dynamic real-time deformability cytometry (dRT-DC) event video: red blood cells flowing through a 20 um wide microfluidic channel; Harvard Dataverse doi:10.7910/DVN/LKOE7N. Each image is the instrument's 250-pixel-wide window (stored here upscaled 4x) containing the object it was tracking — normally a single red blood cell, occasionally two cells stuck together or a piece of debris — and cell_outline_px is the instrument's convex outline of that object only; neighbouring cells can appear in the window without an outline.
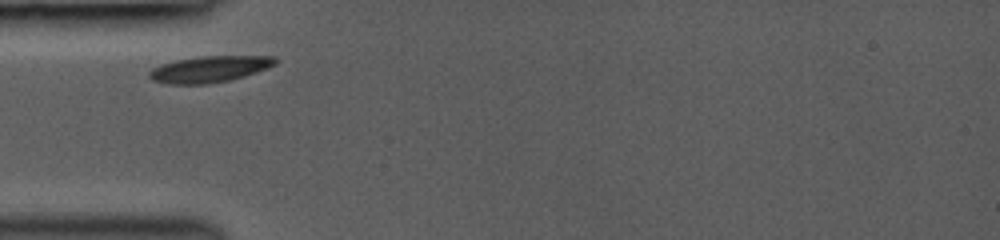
{"species": "common noctule bat (a hibernating species)", "species_latin": "Nyctalus noctula", "temperature_condition": "room temperature", "stored_images_in_passage": 9, "camera_frame_rate_fps": 3000, "um_per_image_px": 0.085, "animal": {"sex": "female", "body_mass_g": 19.0, "forearm_length_mm": 53.3}, "frame": {"image": 1, "passage_image": 1, "time_ms": 0.0, "image_size_px": [1000, 240], "cell_outline_px": [[280, 60], [276, 64], [268, 68], [244, 76], [228, 80], [208, 84], [168, 84], [152, 80], [148, 76], [148, 72], [152, 68], [160, 64], [176, 60], [200, 56], [276, 56]], "centroid_in_image_um": [17.81, 5.87], "position_along_channel_um": 67.2, "area_um2": 19.48}}
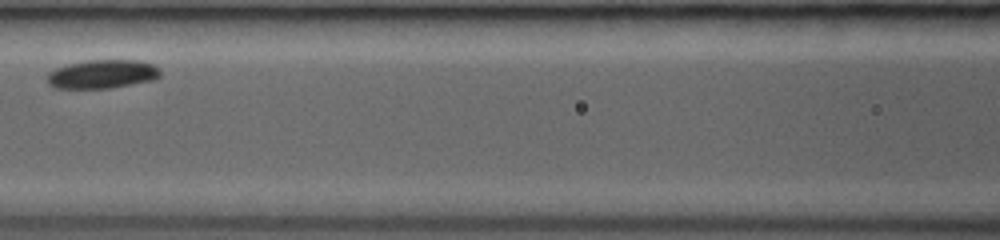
{"frame": {"image": 2, "passage_image": 7, "time_ms": 2.333, "image_size_px": [1000, 240], "cell_outline_px": [[160, 76], [156, 80], [108, 88], [52, 88], [48, 84], [48, 72], [56, 68], [68, 64], [88, 60], [140, 60], [152, 64], [160, 72]], "centroid_in_image_um": [8.69, 6.3], "position_along_channel_um": 157.9, "area_um2": 18.9}}
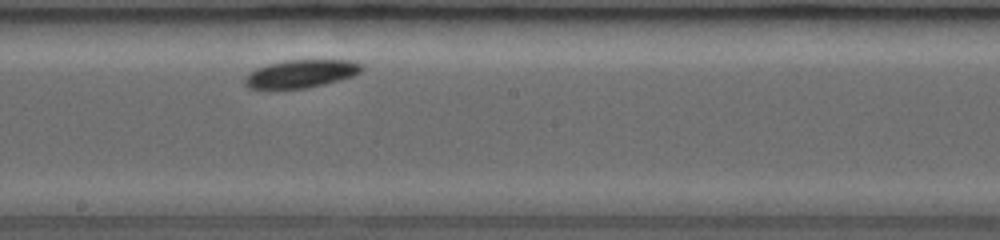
{"frame": {"image": 3, "passage_image": 9, "time_ms": 4.0, "image_size_px": [1000, 240], "cell_outline_px": [[364, 68], [360, 72], [352, 76], [340, 80], [308, 88], [248, 88], [244, 84], [244, 76], [248, 72], [256, 68], [268, 64], [284, 60], [352, 60], [364, 64]], "centroid_in_image_um": [25.59, 6.25], "position_along_channel_um": 222.6, "area_um2": 19.19}}